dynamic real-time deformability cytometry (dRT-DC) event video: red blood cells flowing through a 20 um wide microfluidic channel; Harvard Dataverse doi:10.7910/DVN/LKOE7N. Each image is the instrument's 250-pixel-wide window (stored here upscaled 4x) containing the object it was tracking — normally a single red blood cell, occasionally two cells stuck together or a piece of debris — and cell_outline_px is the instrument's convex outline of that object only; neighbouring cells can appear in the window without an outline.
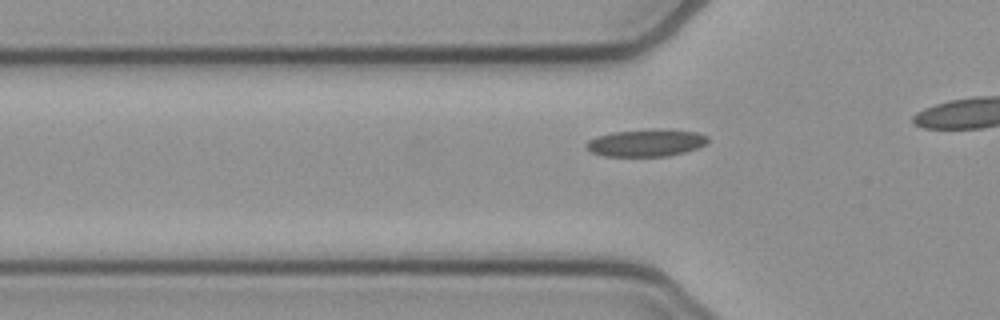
{"species": "common noctule bat (a hibernating species)", "species_latin": "Nyctalus noctula", "temperature_condition": "cold", "stored_images_in_passage": 21, "camera_frame_rate_fps": 3000, "um_per_image_px": 0.085, "animal": {"sex": "female", "body_mass_g": 21.9}, "frame": {"image": 1, "passage_image": 9, "time_ms": 2.667, "image_size_px": [1000, 320], "cell_outline_px": [[708, 140], [700, 148], [668, 156], [604, 156], [592, 152], [584, 144], [588, 140], [596, 136], [612, 132], [652, 128], [696, 132], [708, 136]], "centroid_in_image_um": [54.91, 12.13], "position_along_channel_um": 70.9, "area_um2": 19.42}}
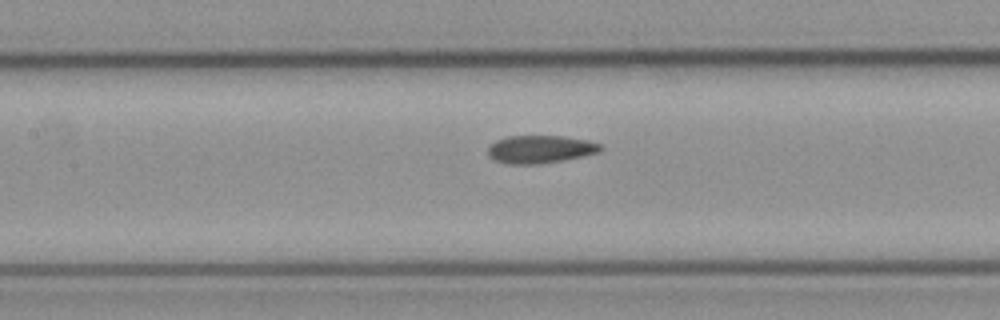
{"frame": {"image": 2, "passage_image": 16, "time_ms": 5.0, "image_size_px": [1000, 320], "cell_outline_px": [[604, 148], [600, 152], [584, 156], [564, 160], [540, 164], [504, 164], [492, 160], [488, 156], [488, 148], [496, 140], [508, 136], [564, 136], [588, 140], [600, 144]], "centroid_in_image_um": [45.92, 12.7], "position_along_channel_um": 161.5, "area_um2": 18.55}}
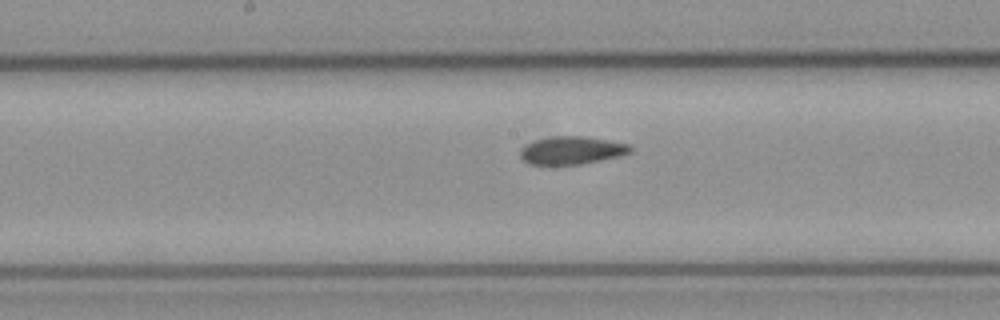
{"frame": {"image": 3, "passage_image": 19, "time_ms": 6.0, "image_size_px": [1000, 320], "cell_outline_px": [[632, 152], [620, 156], [580, 164], [528, 164], [520, 156], [520, 148], [524, 144], [536, 140], [552, 136], [580, 136], [628, 144], [632, 148]], "centroid_in_image_um": [48.55, 12.78], "position_along_channel_um": 199.6, "area_um2": 17.69}}